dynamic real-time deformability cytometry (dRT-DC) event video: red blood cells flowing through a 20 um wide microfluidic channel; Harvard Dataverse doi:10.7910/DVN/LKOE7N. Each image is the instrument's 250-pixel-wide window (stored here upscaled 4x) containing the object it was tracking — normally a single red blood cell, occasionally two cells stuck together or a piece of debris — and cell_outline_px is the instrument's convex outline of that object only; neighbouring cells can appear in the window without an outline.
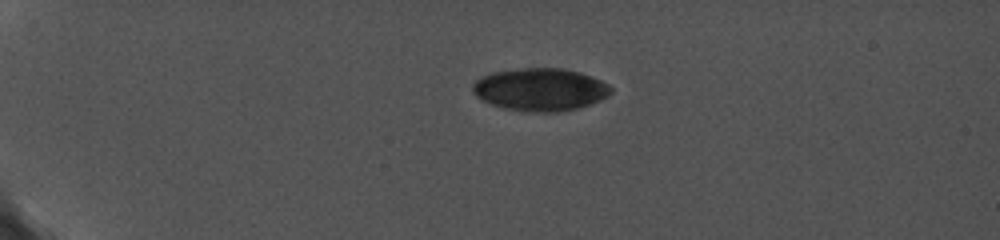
{"species": "common noctule bat (a hibernating species)", "species_latin": "Nyctalus noctula", "temperature_condition": "cold", "stored_images_in_passage": 6, "camera_frame_rate_fps": 5000, "um_per_image_px": 0.085, "animal": {"sex": "female", "body_mass_g": 19.0, "forearm_length_mm": 56.7}, "frame": {"image": 1, "passage_image": 5, "time_ms": 4.6, "image_size_px": [1000, 240], "cell_outline_px": [[612, 92], [588, 104], [572, 108], [512, 108], [496, 104], [484, 100], [472, 88], [472, 84], [476, 80], [492, 72], [524, 68], [560, 68], [576, 72], [600, 80], [608, 84], [612, 88]], "centroid_in_image_um": [45.92, 7.51], "position_along_channel_um": 39.1, "area_um2": 31.79}}